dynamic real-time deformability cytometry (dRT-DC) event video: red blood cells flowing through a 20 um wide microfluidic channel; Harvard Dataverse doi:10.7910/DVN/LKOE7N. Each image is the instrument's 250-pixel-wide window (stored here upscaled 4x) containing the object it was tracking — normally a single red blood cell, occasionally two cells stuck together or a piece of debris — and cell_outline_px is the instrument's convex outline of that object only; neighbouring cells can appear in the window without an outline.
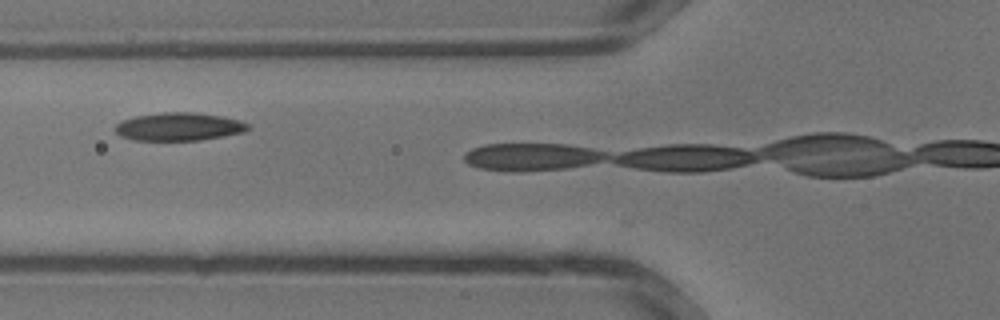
{"species": "common noctule bat (a hibernating species)", "species_latin": "Nyctalus noctula", "temperature_condition": "warm", "stored_images_in_passage": 10, "camera_frame_rate_fps": 3000, "um_per_image_px": 0.085, "animal": {"sex": "male", "body_mass_g": 13.3}, "frame": {"image": 1, "passage_image": 9, "time_ms": 2.667, "image_size_px": [1000, 320], "cell_outline_px": [[252, 128], [244, 132], [200, 140], [132, 140], [120, 136], [112, 128], [120, 120], [136, 116], [164, 112], [192, 112], [220, 116], [240, 120], [248, 124]], "centroid_in_image_um": [15.17, 10.77], "position_along_channel_um": 110.6, "area_um2": 21.79}}